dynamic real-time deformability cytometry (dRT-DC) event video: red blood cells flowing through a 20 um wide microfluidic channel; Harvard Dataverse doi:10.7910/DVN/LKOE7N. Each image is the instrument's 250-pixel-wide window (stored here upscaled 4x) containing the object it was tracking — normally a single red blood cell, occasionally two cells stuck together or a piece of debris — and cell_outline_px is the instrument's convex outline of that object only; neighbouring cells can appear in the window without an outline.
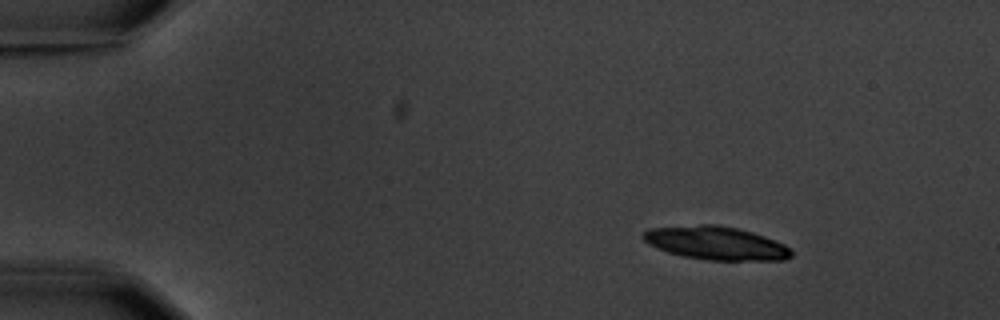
{"species": "common noctule bat (a hibernating species)", "species_latin": "Nyctalus noctula", "temperature_condition": "warm", "stored_images_in_passage": 6, "camera_frame_rate_fps": 3000, "um_per_image_px": 0.085, "animal": {"sex": "male", "body_mass_g": 20.1, "forearm_length_mm": 53.5}, "frame": {"image": 1, "passage_image": 1, "time_ms": 0.0, "image_size_px": [1000, 320], "cell_outline_px": [[792, 256], [784, 260], [708, 260], [684, 256], [668, 252], [656, 248], [648, 244], [640, 236], [640, 232], [648, 228], [700, 224], [716, 224], [736, 228], [752, 232], [776, 240], [784, 244], [792, 252]], "centroid_in_image_um": [60.8, 20.65], "position_along_channel_um": 24.2, "area_um2": 28.96}}